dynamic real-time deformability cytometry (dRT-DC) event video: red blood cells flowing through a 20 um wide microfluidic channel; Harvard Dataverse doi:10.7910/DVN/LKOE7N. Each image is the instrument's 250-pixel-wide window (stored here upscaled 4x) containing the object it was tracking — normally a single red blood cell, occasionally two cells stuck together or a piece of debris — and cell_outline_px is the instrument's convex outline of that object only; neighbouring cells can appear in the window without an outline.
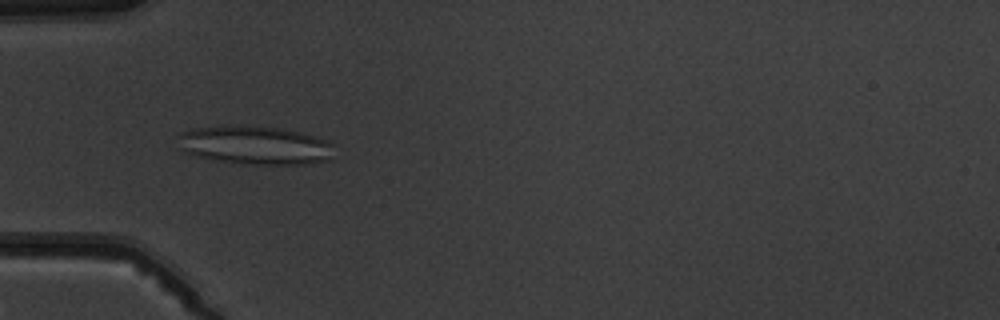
{"species": "common noctule bat (a hibernating species)", "species_latin": "Nyctalus noctula", "temperature_condition": "warm", "stored_images_in_passage": 5, "camera_frame_rate_fps": 3000, "um_per_image_px": 0.085, "animal": {"sex": "male", "body_mass_g": 19.5, "forearm_length_mm": 54.6}, "frame": {"image": 1, "passage_image": 4, "time_ms": 3.667, "image_size_px": [1000, 320], "cell_outline_px": [[336, 144], [332, 160], [308, 164], [240, 164], [216, 160], [196, 156], [184, 152], [180, 148], [176, 136], [180, 132], [192, 128], [224, 124], [244, 124], [280, 128], [300, 132], [328, 140]], "centroid_in_image_um": [21.68, 12.32], "position_along_channel_um": 63.3, "area_um2": 36.3}}
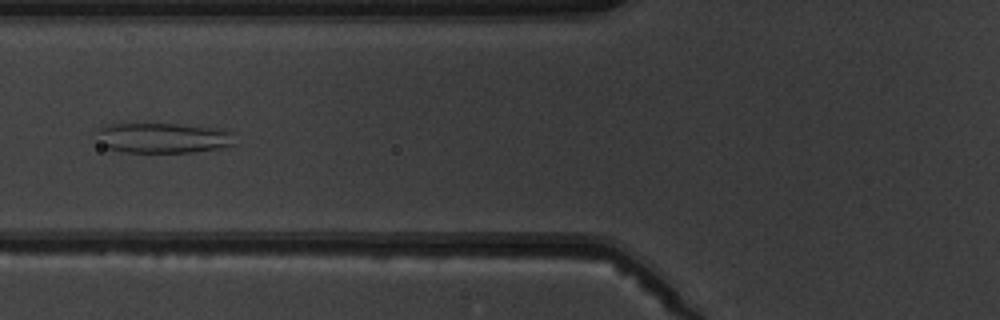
{"frame": {"image": 2, "passage_image": 5, "time_ms": 5.0, "image_size_px": [1000, 320], "cell_outline_px": [[232, 144], [220, 148], [192, 152], [124, 152], [100, 148], [92, 132], [108, 124], [176, 124], [224, 128], [232, 132]], "centroid_in_image_um": [13.72, 11.72], "position_along_channel_um": 112.1, "area_um2": 24.85}}